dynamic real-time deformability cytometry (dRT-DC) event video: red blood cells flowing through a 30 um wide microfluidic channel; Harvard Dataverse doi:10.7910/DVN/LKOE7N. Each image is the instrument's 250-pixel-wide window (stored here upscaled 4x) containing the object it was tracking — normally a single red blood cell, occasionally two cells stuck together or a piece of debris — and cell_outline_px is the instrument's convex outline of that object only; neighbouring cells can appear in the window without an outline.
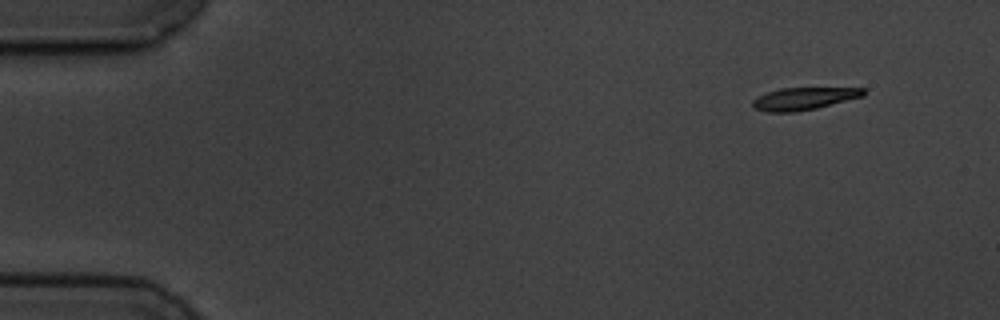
{"species": "common noctule bat (a hibernating species)", "species_latin": "Nyctalus noctula", "temperature_condition": "cold", "stored_images_in_passage": 4, "camera_frame_rate_fps": 3000, "um_per_image_px": 0.085, "animal": {"sex": "male", "body_mass_g": 19.5, "forearm_length_mm": 54.6}, "frame": {"image": 1, "passage_image": 1, "time_ms": 0.0, "image_size_px": [1000, 320], "cell_outline_px": [[868, 92], [864, 96], [816, 108], [796, 112], [768, 112], [752, 108], [752, 100], [768, 92], [780, 88], [864, 88]], "centroid_in_image_um": [68.34, 8.38], "position_along_channel_um": 16.7, "area_um2": 14.45}}
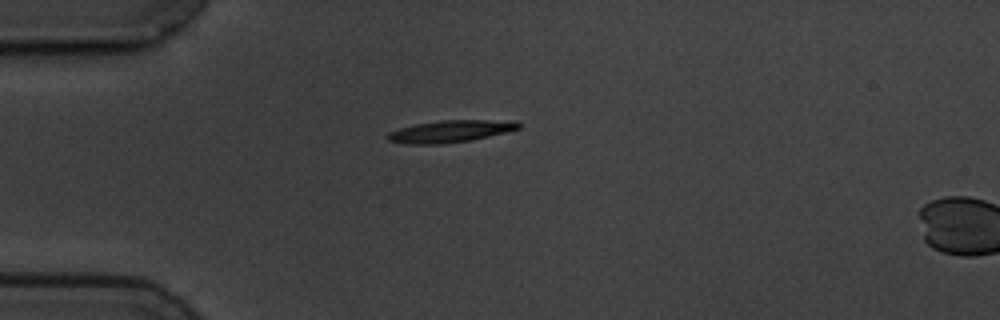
{"frame": {"image": 2, "passage_image": 3, "time_ms": 3.333, "image_size_px": [1000, 320], "cell_outline_px": [[520, 128], [508, 132], [472, 140], [440, 144], [408, 144], [388, 140], [388, 132], [400, 128], [416, 124], [440, 120], [516, 120], [520, 124]], "centroid_in_image_um": [38.34, 11.15], "position_along_channel_um": 46.7, "area_um2": 16.88}}